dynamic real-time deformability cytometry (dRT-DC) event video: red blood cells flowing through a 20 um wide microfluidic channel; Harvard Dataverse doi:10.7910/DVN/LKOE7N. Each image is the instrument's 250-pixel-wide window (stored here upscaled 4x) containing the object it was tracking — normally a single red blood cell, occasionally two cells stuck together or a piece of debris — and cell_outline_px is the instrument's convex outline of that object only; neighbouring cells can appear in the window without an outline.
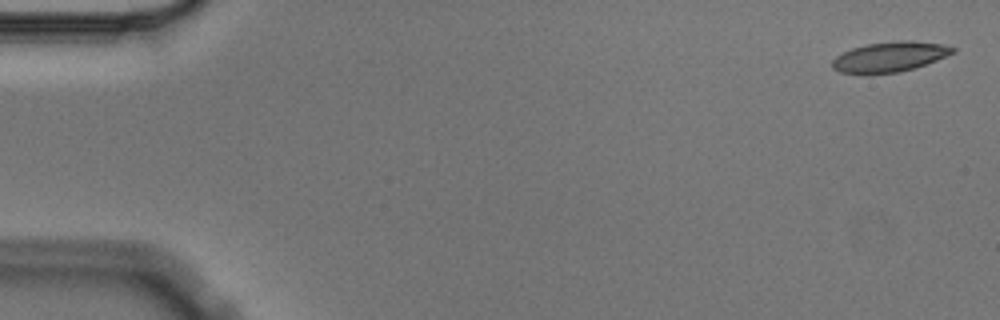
{"species": "Egyptian fruit bat (a non-hibernating species)", "species_latin": "Rousettus aegyptiacus", "temperature_condition": "cold", "stored_images_in_passage": 5, "segment_of_instrument_passage": [1, 2], "camera_frame_rate_fps": 3000, "um_per_image_px": 0.085, "animal": {"sex": "male"}, "frame": {"image": 1, "passage_image": 1, "time_ms": 0.0, "image_size_px": [1000, 320], "cell_outline_px": [[956, 52], [936, 60], [900, 72], [840, 72], [832, 68], [832, 60], [836, 56], [852, 48], [868, 44], [900, 40], [912, 40], [944, 44], [956, 48]], "centroid_in_image_um": [75.67, 4.79], "position_along_channel_um": 9.3, "area_um2": 20.63}}
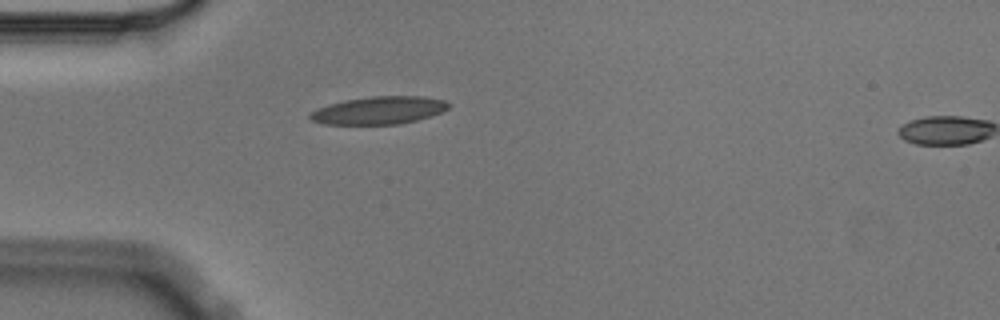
{"frame": {"image": 2, "passage_image": 4, "time_ms": 1.0, "image_size_px": [1000, 320], "cell_outline_px": [[452, 104], [444, 112], [432, 116], [400, 124], [324, 124], [312, 120], [308, 116], [308, 112], [316, 108], [328, 104], [344, 100], [372, 96], [424, 96], [444, 100]], "centroid_in_image_um": [32.22, 9.37], "position_along_channel_um": 52.8, "area_um2": 22.66}}